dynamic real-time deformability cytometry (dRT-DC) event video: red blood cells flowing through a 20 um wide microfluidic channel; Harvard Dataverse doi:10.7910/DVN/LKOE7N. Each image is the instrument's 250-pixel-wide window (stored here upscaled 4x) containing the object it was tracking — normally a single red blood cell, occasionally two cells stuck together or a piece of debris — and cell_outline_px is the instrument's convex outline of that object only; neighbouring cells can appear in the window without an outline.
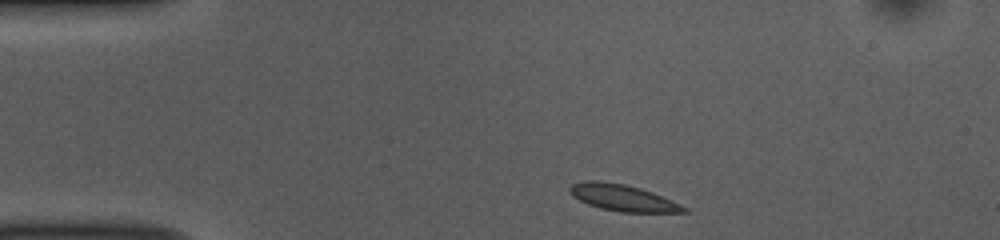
{"species": "common noctule bat (a hibernating species)", "species_latin": "Nyctalus noctula", "temperature_condition": "room temperature", "stored_images_in_passage": 44, "camera_frame_rate_fps": 3000, "um_per_image_px": 0.085, "animal": {"sex": "female", "body_mass_g": 10.0, "forearm_length_mm": 53.1}, "frame": {"image": 1, "passage_image": 1, "time_ms": 0.0, "image_size_px": [1000, 240], "cell_outline_px": [[688, 212], [620, 212], [600, 208], [588, 204], [572, 196], [568, 192], [568, 188], [572, 184], [584, 180], [600, 180], [624, 184], [640, 188], [652, 192], [680, 204], [688, 208]], "centroid_in_image_um": [52.89, 16.8], "position_along_channel_um": 32.1, "area_um2": 17.63}}
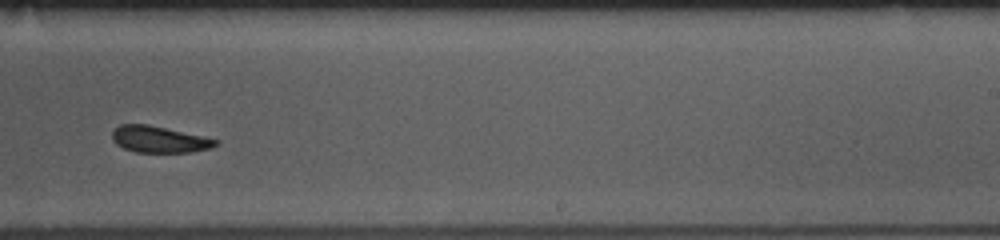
{"frame": {"image": 2, "passage_image": 24, "time_ms": 7.667, "image_size_px": [1000, 240], "cell_outline_px": [[220, 144], [212, 148], [192, 152], [136, 152], [124, 148], [116, 144], [112, 140], [112, 132], [120, 124], [148, 124], [204, 136], [220, 140]], "centroid_in_image_um": [13.58, 11.85], "position_along_channel_um": 275.4, "area_um2": 16.13}}
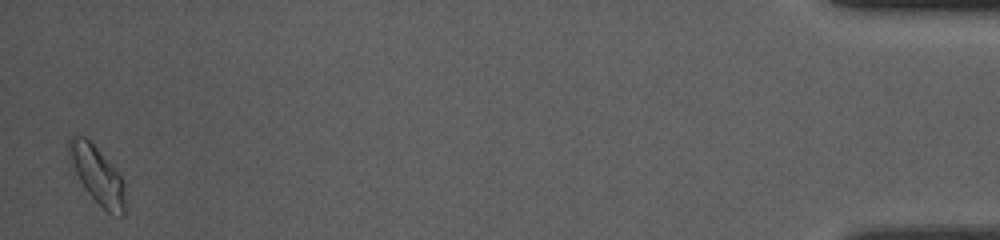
{"frame": {"image": 3, "passage_image": 43, "time_ms": 14.0, "image_size_px": [1000, 240], "cell_outline_px": [[124, 216], [120, 216], [108, 212], [84, 188], [68, 164], [68, 140], [72, 132], [84, 136], [96, 148], [124, 180]], "centroid_in_image_um": [8.19, 14.82], "position_along_channel_um": 427.0, "area_um2": 18.79}, "authors_computed_cell_mechanics": {"area_um2": 17.3689, "velocity_mm_per_s": 3.7715, "shape_relaxation_time_tau1_ms": 2.1294, "shape_relaxation_time_tau2_ms": 0.93, "deformation_change_tau1": 0.0783, "deformation_change_tau2": 0.0628}}